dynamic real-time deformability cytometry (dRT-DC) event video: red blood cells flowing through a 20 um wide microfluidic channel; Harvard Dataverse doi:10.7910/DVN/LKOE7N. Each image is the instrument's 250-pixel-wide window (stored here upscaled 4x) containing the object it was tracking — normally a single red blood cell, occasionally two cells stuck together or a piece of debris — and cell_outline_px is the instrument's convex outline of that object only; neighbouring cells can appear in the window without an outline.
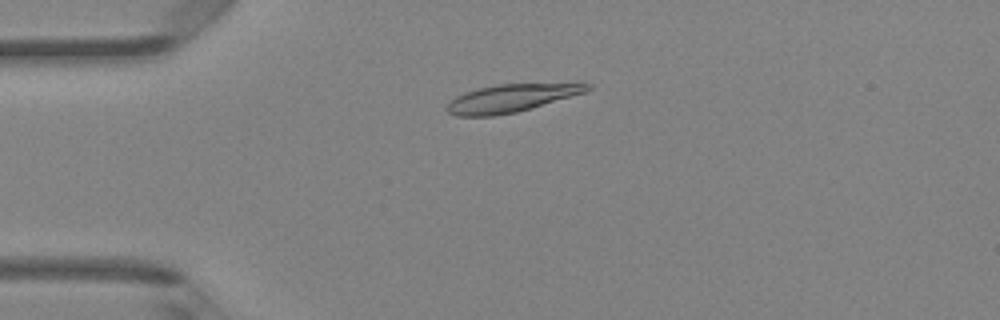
{"species": "Egyptian fruit bat (a non-hibernating species)", "species_latin": "Rousettus aegyptiacus", "temperature_condition": "room temperature", "stored_images_in_passage": 47, "camera_frame_rate_fps": 3000, "um_per_image_px": 0.085, "animal": {"sex": "female"}, "frame": {"image": 1, "passage_image": 11, "time_ms": 3.333, "image_size_px": [1000, 320], "cell_outline_px": [[592, 88], [584, 92], [532, 108], [516, 112], [496, 116], [456, 116], [448, 112], [444, 108], [456, 96], [464, 92], [476, 88], [496, 84], [576, 80], [584, 80], [592, 84]], "centroid_in_image_um": [43.61, 8.27], "position_along_channel_um": 41.4, "area_um2": 23.99}}
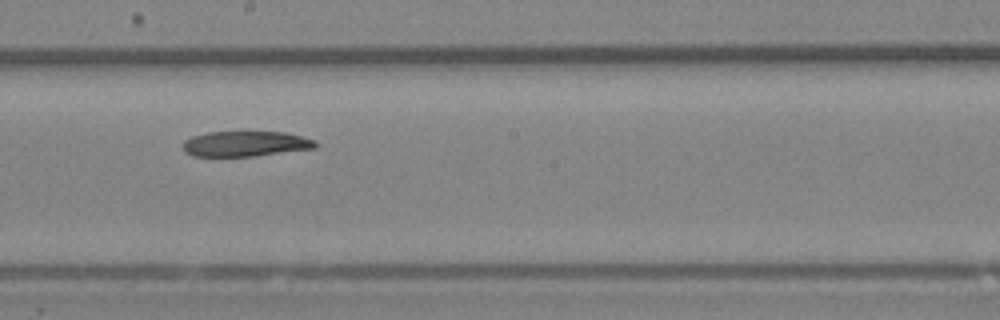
{"frame": {"image": 2, "passage_image": 26, "time_ms": 8.333, "image_size_px": [1000, 320], "cell_outline_px": [[320, 144], [316, 148], [256, 156], [192, 156], [184, 152], [184, 140], [192, 136], [208, 132], [284, 132], [316, 140]], "centroid_in_image_um": [20.9, 12.23], "position_along_channel_um": 227.3, "area_um2": 19.65}}
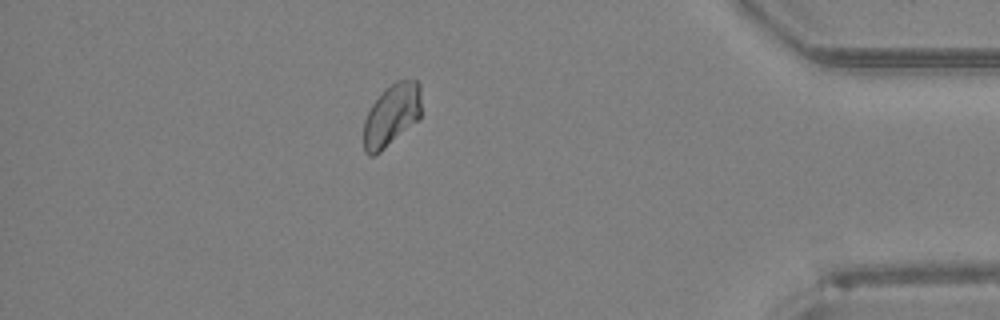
{"frame": {"image": 3, "passage_image": 41, "time_ms": 13.333, "image_size_px": [1000, 320], "cell_outline_px": [[420, 120], [380, 152], [372, 156], [368, 156], [364, 152], [364, 120], [372, 104], [396, 80], [416, 80], [420, 84]], "centroid_in_image_um": [33.3, 9.82], "position_along_channel_um": 401.9, "area_um2": 20.81}}